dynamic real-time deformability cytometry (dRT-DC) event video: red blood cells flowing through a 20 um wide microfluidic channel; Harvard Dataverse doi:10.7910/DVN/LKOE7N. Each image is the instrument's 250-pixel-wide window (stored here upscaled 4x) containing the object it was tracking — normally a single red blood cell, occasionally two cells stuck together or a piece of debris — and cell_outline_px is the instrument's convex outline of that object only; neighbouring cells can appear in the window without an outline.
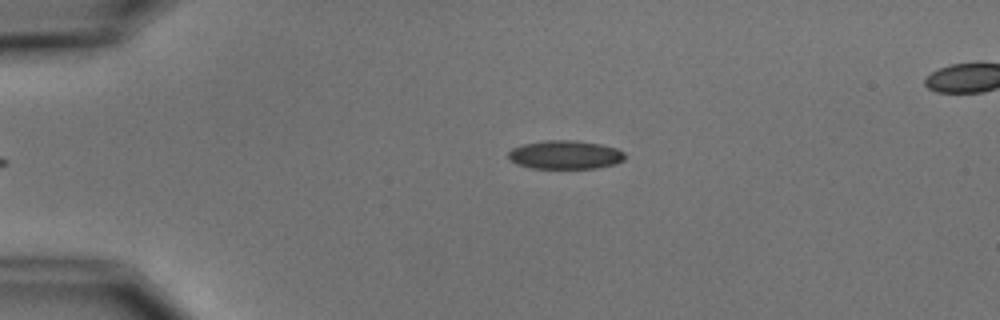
{"species": "common noctule bat (a hibernating species)", "species_latin": "Nyctalus noctula", "temperature_condition": "cold", "stored_images_in_passage": 5, "camera_frame_rate_fps": 3000, "um_per_image_px": 0.085, "animal": {"sex": "male", "body_mass_g": 15.6}, "frame": {"image": 1, "passage_image": 5, "time_ms": 4.667, "image_size_px": [1000, 320], "cell_outline_px": [[624, 160], [616, 164], [596, 168], [532, 168], [516, 164], [508, 156], [508, 152], [512, 148], [520, 144], [544, 140], [576, 140], [600, 144], [616, 148], [624, 152]], "centroid_in_image_um": [48.03, 13.15], "position_along_channel_um": 37.0, "area_um2": 19.54}}